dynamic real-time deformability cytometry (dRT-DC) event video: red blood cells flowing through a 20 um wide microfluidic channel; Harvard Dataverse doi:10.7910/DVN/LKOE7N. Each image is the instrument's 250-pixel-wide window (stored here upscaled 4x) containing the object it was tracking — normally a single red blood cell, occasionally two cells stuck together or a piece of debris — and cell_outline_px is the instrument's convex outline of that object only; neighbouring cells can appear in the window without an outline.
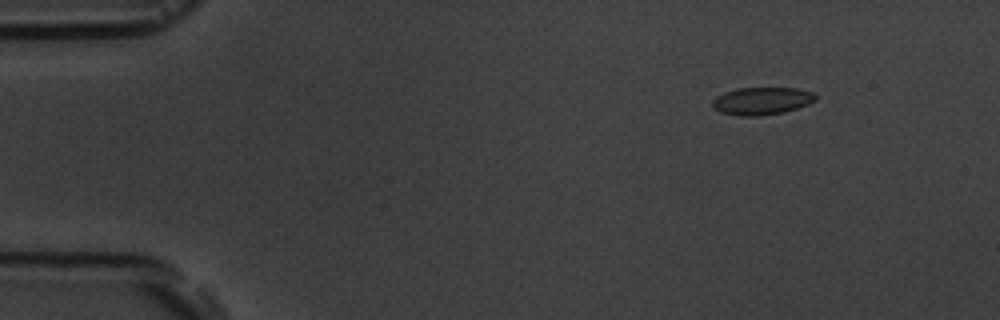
{"species": "common noctule bat (a hibernating species)", "species_latin": "Nyctalus noctula", "temperature_condition": "room temperature", "stored_images_in_passage": 5, "camera_frame_rate_fps": 3000, "um_per_image_px": 0.085, "animal": {"sex": "male", "body_mass_g": 19.5, "forearm_length_mm": 54.6}, "frame": {"image": 1, "passage_image": 2, "time_ms": 1.0, "image_size_px": [1000, 320], "cell_outline_px": [[816, 100], [808, 104], [784, 112], [756, 116], [740, 116], [720, 112], [712, 108], [712, 100], [716, 96], [724, 92], [736, 88], [796, 88], [812, 92], [816, 96]], "centroid_in_image_um": [64.71, 8.58], "position_along_channel_um": 20.3, "area_um2": 16.59}}
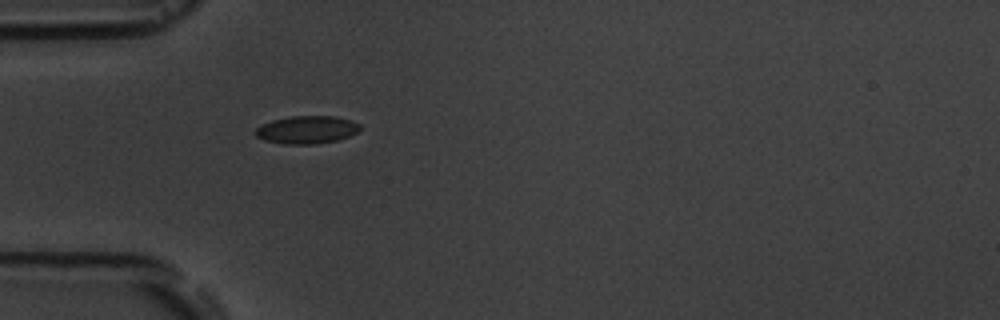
{"frame": {"image": 2, "passage_image": 5, "time_ms": 4.333, "image_size_px": [1000, 320], "cell_outline_px": [[360, 128], [356, 132], [348, 136], [336, 140], [316, 144], [284, 144], [264, 140], [256, 136], [252, 132], [256, 128], [272, 120], [288, 116], [336, 116], [352, 120], [360, 124]], "centroid_in_image_um": [26.05, 11.02], "position_along_channel_um": 58.9, "area_um2": 16.99}}